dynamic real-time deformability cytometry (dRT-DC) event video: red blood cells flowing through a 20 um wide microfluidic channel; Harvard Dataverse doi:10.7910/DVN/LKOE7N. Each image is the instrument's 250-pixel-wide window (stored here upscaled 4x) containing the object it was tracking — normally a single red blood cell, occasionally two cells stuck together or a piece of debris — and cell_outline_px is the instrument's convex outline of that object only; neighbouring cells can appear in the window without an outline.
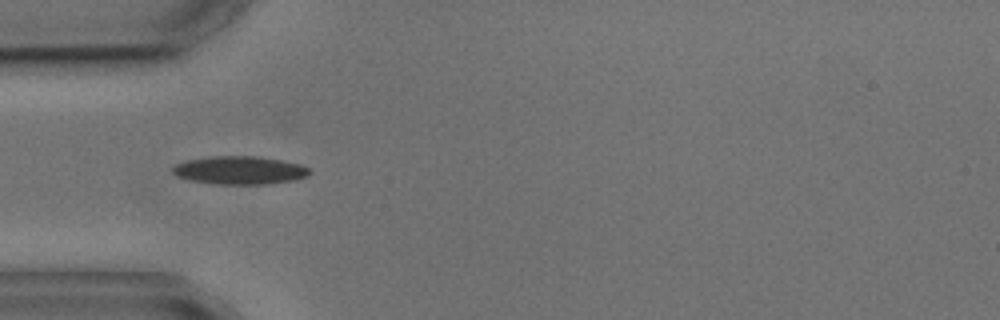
{"species": "common noctule bat (a hibernating species)", "species_latin": "Nyctalus noctula", "temperature_condition": "cold", "stored_images_in_passage": 8, "camera_frame_rate_fps": 3000, "um_per_image_px": 0.085, "animal": {"sex": "male", "body_mass_g": 17.9, "forearm_length_mm": 54.2}, "frame": {"image": 1, "passage_image": 5, "time_ms": 4.667, "image_size_px": [1000, 320], "cell_outline_px": [[312, 172], [308, 176], [292, 180], [268, 184], [216, 184], [192, 180], [176, 176], [172, 172], [172, 168], [176, 164], [188, 160], [212, 156], [260, 156], [300, 164], [308, 168]], "centroid_in_image_um": [20.39, 14.47], "position_along_channel_um": 64.6, "area_um2": 22.37}}
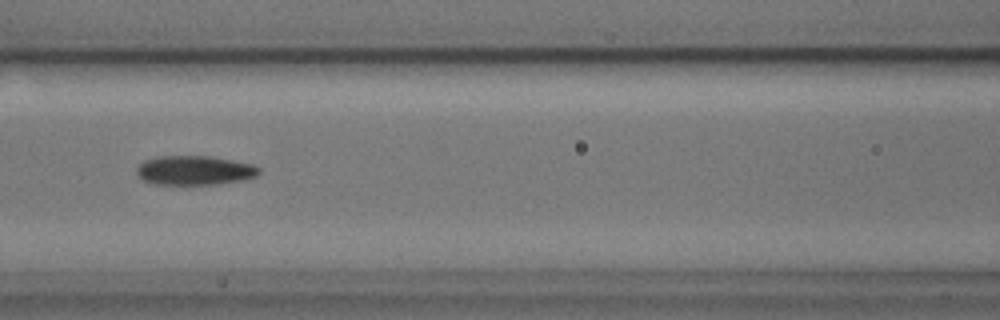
{"frame": {"image": 2, "passage_image": 7, "time_ms": 7.0, "image_size_px": [1000, 320], "cell_outline_px": [[260, 172], [256, 176], [240, 180], [216, 184], [156, 184], [144, 180], [136, 172], [136, 168], [144, 160], [160, 156], [212, 156], [252, 164], [260, 168]], "centroid_in_image_um": [16.54, 14.47], "position_along_channel_um": 150.1, "area_um2": 20.69}}
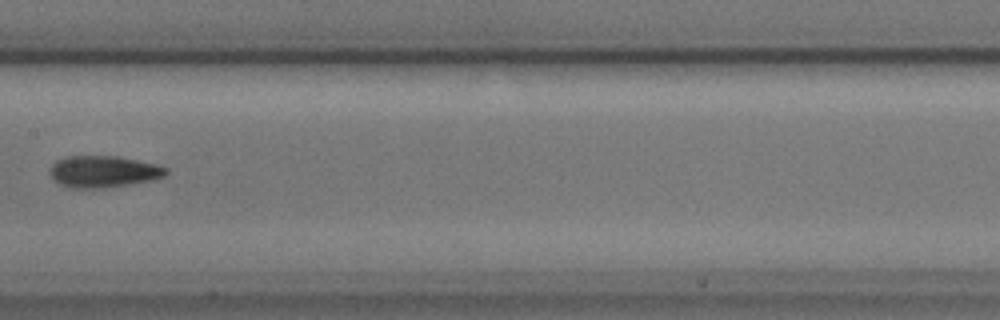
{"frame": {"image": 3, "passage_image": 8, "time_ms": 8.333, "image_size_px": [1000, 320], "cell_outline_px": [[168, 172], [164, 176], [152, 180], [104, 188], [68, 188], [52, 180], [48, 172], [52, 164], [56, 160], [64, 156], [120, 156], [156, 164], [168, 168]], "centroid_in_image_um": [8.74, 14.58], "position_along_channel_um": 198.7, "area_um2": 21.73}}